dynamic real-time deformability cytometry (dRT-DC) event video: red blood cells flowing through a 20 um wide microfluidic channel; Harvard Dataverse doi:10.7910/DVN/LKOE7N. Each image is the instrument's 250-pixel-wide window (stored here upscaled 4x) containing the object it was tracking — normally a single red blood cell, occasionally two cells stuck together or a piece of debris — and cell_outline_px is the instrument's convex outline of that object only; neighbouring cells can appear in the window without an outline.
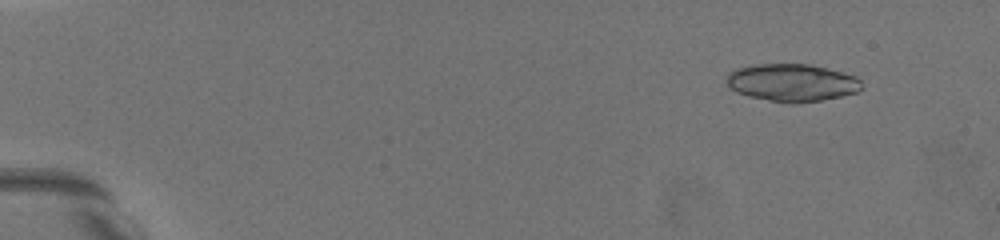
{"species": "common noctule bat (a hibernating species)", "species_latin": "Nyctalus noctula", "temperature_condition": "warm", "stored_images_in_passage": 55, "camera_frame_rate_fps": 3000, "um_per_image_px": 0.085, "animal": {"sex": "female", "body_mass_g": 19.5, "forearm_length_mm": 54.1}, "frame": {"image": 1, "passage_image": 4, "time_ms": 1.0, "image_size_px": [1000, 240], "cell_outline_px": [[860, 88], [856, 92], [840, 96], [820, 100], [772, 100], [752, 96], [740, 92], [732, 88], [728, 84], [728, 72], [740, 68], [756, 64], [808, 64], [856, 76], [860, 80]], "centroid_in_image_um": [67.33, 6.98], "position_along_channel_um": 17.7, "area_um2": 28.03}}